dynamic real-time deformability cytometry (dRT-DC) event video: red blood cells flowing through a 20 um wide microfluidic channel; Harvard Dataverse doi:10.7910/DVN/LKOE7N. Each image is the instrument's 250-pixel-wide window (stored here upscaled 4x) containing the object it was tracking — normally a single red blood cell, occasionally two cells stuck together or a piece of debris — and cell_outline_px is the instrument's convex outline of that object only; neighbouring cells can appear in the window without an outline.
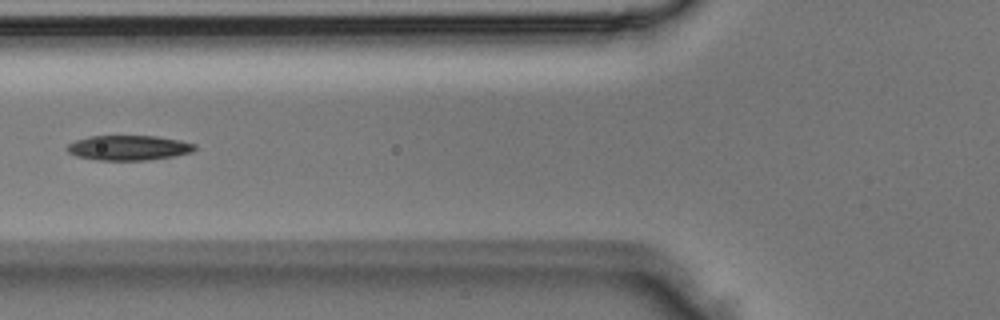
{"species": "Egyptian fruit bat (a non-hibernating species)", "species_latin": "Rousettus aegyptiacus", "temperature_condition": "room temperature", "stored_images_in_passage": 4, "camera_frame_rate_fps": 3000, "um_per_image_px": 0.085, "animal": {"sex": "male"}, "frame": {"image": 1, "passage_image": 4, "time_ms": 1.0, "image_size_px": [1000, 320], "cell_outline_px": [[196, 148], [192, 152], [176, 156], [148, 160], [96, 160], [76, 156], [68, 152], [64, 148], [68, 144], [76, 140], [92, 136], [156, 136], [180, 140], [196, 144]], "centroid_in_image_um": [10.94, 12.57], "position_along_channel_um": 114.9, "area_um2": 18.67}}